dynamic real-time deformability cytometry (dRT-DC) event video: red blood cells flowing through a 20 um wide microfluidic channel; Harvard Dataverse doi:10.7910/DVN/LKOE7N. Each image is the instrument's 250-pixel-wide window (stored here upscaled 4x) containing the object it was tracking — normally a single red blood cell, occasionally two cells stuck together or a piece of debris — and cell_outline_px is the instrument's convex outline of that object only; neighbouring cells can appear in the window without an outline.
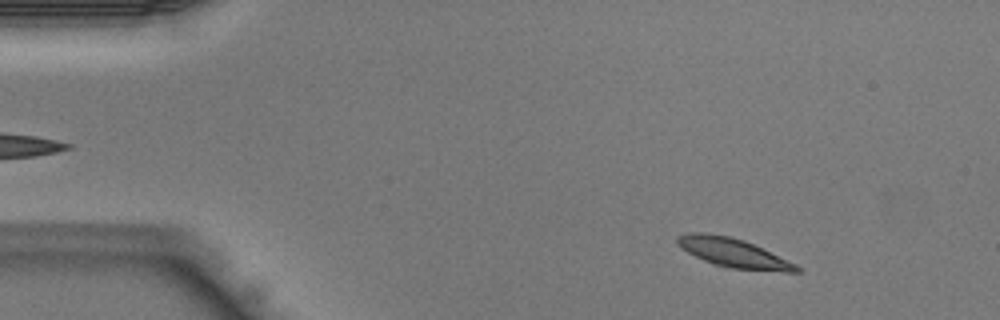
{"species": "Egyptian fruit bat (a non-hibernating species)", "species_latin": "Rousettus aegyptiacus", "temperature_condition": "warm", "stored_images_in_passage": 41, "camera_frame_rate_fps": 3000, "um_per_image_px": 0.085, "animal": {"sex": "male"}, "frame": {"image": 1, "passage_image": 4, "time_ms": 1.0, "image_size_px": [1000, 320], "cell_outline_px": [[800, 272], [784, 272], [728, 268], [704, 260], [680, 248], [676, 244], [676, 236], [688, 232], [708, 232], [728, 236], [744, 240], [796, 264], [800, 268]], "centroid_in_image_um": [62.29, 21.48], "position_along_channel_um": 22.7, "area_um2": 20.11}}
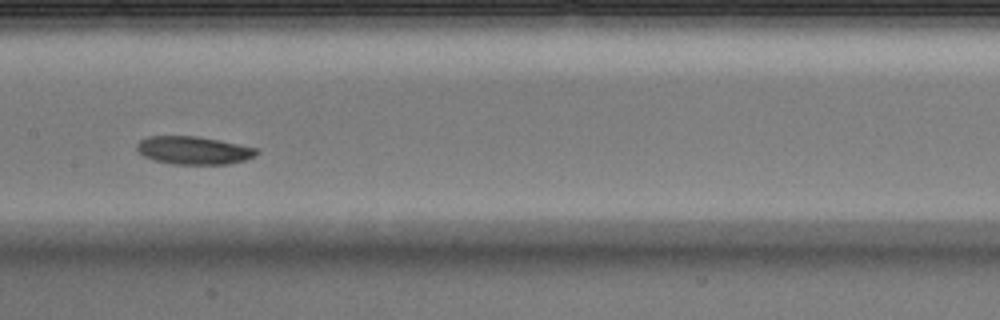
{"frame": {"image": 2, "passage_image": 20, "time_ms": 6.333, "image_size_px": [1000, 320], "cell_outline_px": [[260, 152], [256, 156], [244, 160], [228, 164], [172, 164], [156, 160], [144, 156], [136, 148], [136, 144], [140, 140], [148, 136], [196, 136], [220, 140], [260, 148]], "centroid_in_image_um": [16.52, 12.77], "position_along_channel_um": 190.9, "area_um2": 19.65}}
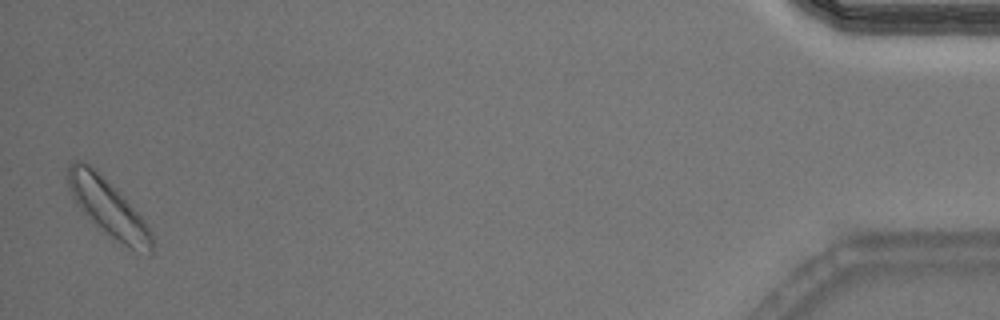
{"frame": {"image": 3, "passage_image": 41, "time_ms": 13.333, "image_size_px": [1000, 320], "cell_outline_px": [[152, 256], [132, 248], [124, 244], [92, 224], [76, 204], [68, 188], [68, 164], [76, 160], [84, 160], [120, 192], [144, 220], [152, 232]], "centroid_in_image_um": [9.16, 17.63], "position_along_channel_um": 426.0, "area_um2": 27.63}}